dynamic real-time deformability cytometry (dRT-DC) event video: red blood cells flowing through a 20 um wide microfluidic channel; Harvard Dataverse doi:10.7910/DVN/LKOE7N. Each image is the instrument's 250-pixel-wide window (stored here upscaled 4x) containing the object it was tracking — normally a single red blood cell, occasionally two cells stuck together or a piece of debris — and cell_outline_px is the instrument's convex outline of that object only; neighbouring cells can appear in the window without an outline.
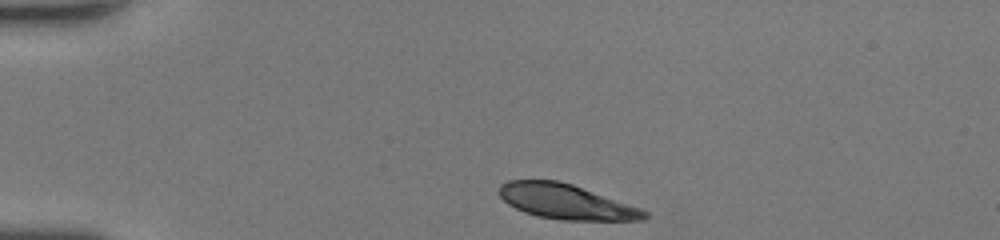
{"species": "human", "species_latin": "Homo sapiens", "temperature_condition": "room temperature", "stored_images_in_passage": 33, "camera_frame_rate_fps": 3000, "um_per_image_px": 0.085, "donor": {"sex": "female"}, "frame": {"image": 1, "passage_image": 1, "time_ms": 0.0, "image_size_px": [1000, 240], "cell_outline_px": [[648, 216], [644, 220], [560, 220], [536, 216], [524, 212], [508, 204], [500, 196], [500, 184], [508, 180], [560, 180], [572, 184], [640, 208], [648, 212]], "centroid_in_image_um": [48.1, 17.14], "position_along_channel_um": 36.9, "area_um2": 29.42}}
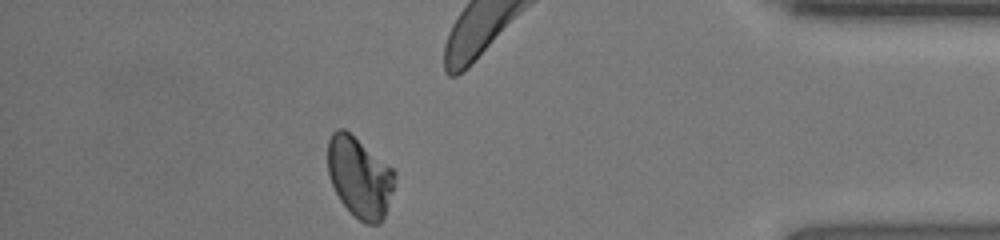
{"frame": {"image": 2, "passage_image": 33, "time_ms": 10.667, "image_size_px": [1000, 240], "cell_outline_px": [[396, 176], [392, 192], [384, 216], [376, 224], [364, 224], [340, 200], [332, 184], [328, 172], [328, 140], [332, 132], [336, 128], [344, 128], [392, 168], [396, 172]], "centroid_in_image_um": [30.55, 15.03], "position_along_channel_um": 404.6, "area_um2": 30.92}, "authors_computed_cell_mechanics": {"area_um2": 31.6744, "velocity_mm_per_s": 4.3194, "shape_relaxation_time_tau1_ms": 4.4794, "shape_relaxation_time_tau2_ms": 1.6039, "deformation_change_tau1": 0.1307, "deformation_change_tau2": 0.0365}}